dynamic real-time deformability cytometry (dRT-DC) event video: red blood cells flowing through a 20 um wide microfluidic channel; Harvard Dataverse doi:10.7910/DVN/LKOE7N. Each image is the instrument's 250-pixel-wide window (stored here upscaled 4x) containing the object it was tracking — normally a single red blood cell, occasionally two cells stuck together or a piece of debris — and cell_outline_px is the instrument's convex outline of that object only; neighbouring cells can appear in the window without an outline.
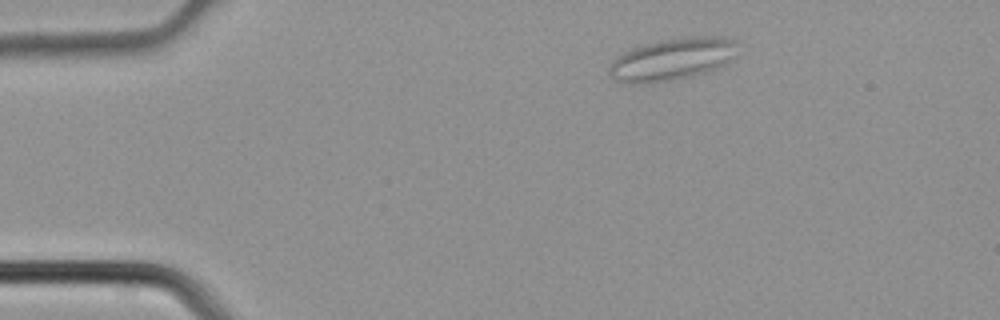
{"species": "common noctule bat (a hibernating species)", "species_latin": "Nyctalus noctula", "temperature_condition": "cold", "stored_images_in_passage": 2, "camera_frame_rate_fps": 3000, "um_per_image_px": 0.085, "animal": {"sex": "male", "body_mass_g": 21.5, "forearm_length_mm": 52.0}, "frame": {"image": 1, "passage_image": 1, "time_ms": 0.0, "image_size_px": [1000, 320], "cell_outline_px": [[736, 44], [728, 64], [720, 68], [692, 76], [672, 80], [648, 84], [636, 84], [616, 80], [608, 76], [608, 68], [612, 60], [616, 56], [632, 48], [644, 44], [660, 40], [680, 36], [720, 36], [736, 40]], "centroid_in_image_um": [57.1, 5.03], "position_along_channel_um": 27.9, "area_um2": 31.96}}